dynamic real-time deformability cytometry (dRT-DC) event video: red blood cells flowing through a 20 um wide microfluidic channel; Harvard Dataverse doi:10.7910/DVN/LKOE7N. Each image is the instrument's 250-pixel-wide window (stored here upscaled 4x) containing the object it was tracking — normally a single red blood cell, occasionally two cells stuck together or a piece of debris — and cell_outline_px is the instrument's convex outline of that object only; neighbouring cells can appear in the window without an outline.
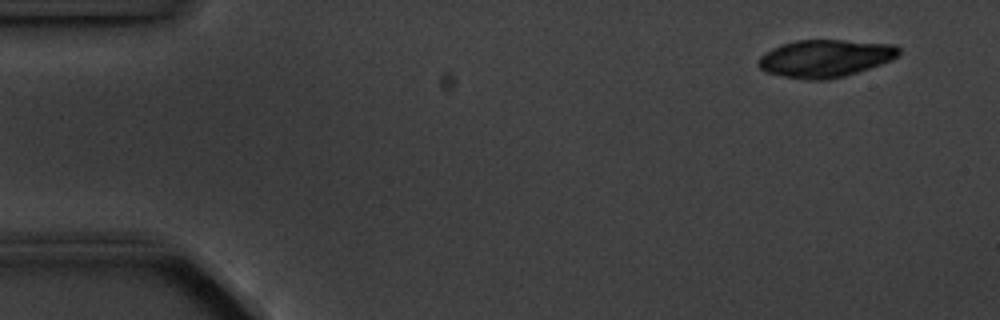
{"species": "common noctule bat (a hibernating species)", "species_latin": "Nyctalus noctula", "temperature_condition": "cold", "stored_images_in_passage": 3, "camera_frame_rate_fps": 3000, "um_per_image_px": 0.085, "animal": {"sex": "male", "body_mass_g": 20.1, "forearm_length_mm": 53.5}, "frame": {"image": 1, "passage_image": 1, "time_ms": 0.0, "image_size_px": [1000, 320], "cell_outline_px": [[900, 52], [892, 60], [844, 76], [828, 80], [808, 80], [784, 76], [764, 72], [756, 64], [760, 56], [764, 52], [780, 44], [796, 40], [844, 40], [896, 44], [900, 48]], "centroid_in_image_um": [70.11, 4.95], "position_along_channel_um": 14.9, "area_um2": 30.87}}